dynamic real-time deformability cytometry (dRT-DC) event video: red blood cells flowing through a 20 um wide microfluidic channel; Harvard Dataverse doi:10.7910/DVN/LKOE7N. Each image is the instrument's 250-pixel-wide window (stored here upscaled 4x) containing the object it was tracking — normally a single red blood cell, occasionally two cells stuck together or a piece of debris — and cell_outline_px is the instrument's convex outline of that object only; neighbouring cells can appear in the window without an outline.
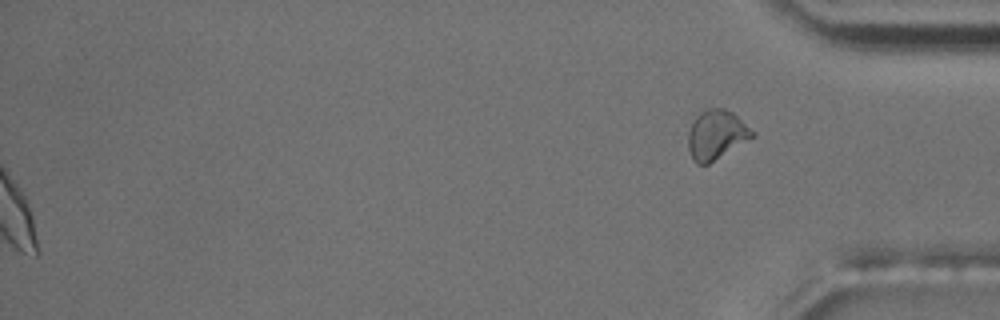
{"species": "common noctule bat (a hibernating species)", "species_latin": "Nyctalus noctula", "temperature_condition": "room temperature", "stored_images_in_passage": 56, "camera_frame_rate_fps": 3000, "um_per_image_px": 0.085, "animal": {"sex": "male", "body_mass_g": 17.5, "forearm_length_mm": 52.3}, "frame": {"image": 1, "passage_image": 56, "time_ms": 18.333, "image_size_px": [1000, 320], "cell_outline_px": [[756, 136], [708, 164], [696, 164], [688, 148], [688, 132], [696, 116], [700, 112], [708, 108], [724, 108], [732, 112], [756, 132]], "centroid_in_image_um": [60.91, 11.45], "position_along_channel_um": 374.3, "area_um2": 18.44}, "authors_computed_cell_mechanics": {"area_um2": 20.4323, "velocity_mm_per_s": 3.6558, "shape_relaxation_time_tau1_ms": 2.6969, "shape_relaxation_time_tau2_ms": 3.6273, "deformation_change_tau1": 0.0898, "deformation_change_tau2": 0.0719}}